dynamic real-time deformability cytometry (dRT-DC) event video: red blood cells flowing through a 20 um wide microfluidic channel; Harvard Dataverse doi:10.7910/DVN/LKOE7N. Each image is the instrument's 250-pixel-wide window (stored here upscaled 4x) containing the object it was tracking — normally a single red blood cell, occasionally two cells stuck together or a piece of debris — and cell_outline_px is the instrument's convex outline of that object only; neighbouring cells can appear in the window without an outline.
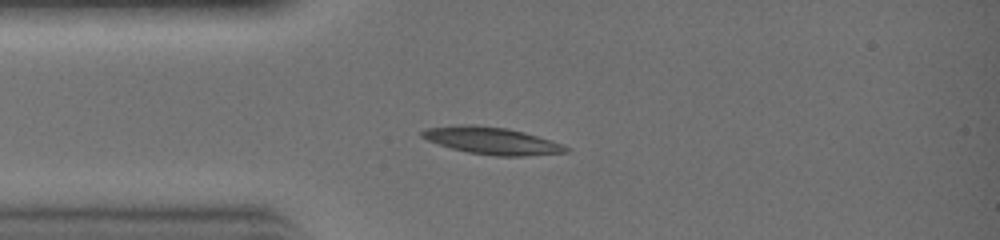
{"species": "common noctule bat (a hibernating species)", "species_latin": "Nyctalus noctula", "temperature_condition": "warm", "stored_images_in_passage": 3, "camera_frame_rate_fps": 3000, "um_per_image_px": 0.085, "animal": {"sex": "female", "body_mass_g": 19.0, "forearm_length_mm": 51.5}, "frame": {"image": 1, "passage_image": 1, "time_ms": 0.0, "image_size_px": [1000, 240], "cell_outline_px": [[572, 148], [568, 152], [524, 156], [496, 156], [468, 152], [452, 148], [428, 140], [420, 136], [420, 132], [424, 128], [456, 124], [472, 124], [508, 128], [524, 132], [552, 140]], "centroid_in_image_um": [41.81, 11.95], "position_along_channel_um": 43.2, "area_um2": 22.95}}